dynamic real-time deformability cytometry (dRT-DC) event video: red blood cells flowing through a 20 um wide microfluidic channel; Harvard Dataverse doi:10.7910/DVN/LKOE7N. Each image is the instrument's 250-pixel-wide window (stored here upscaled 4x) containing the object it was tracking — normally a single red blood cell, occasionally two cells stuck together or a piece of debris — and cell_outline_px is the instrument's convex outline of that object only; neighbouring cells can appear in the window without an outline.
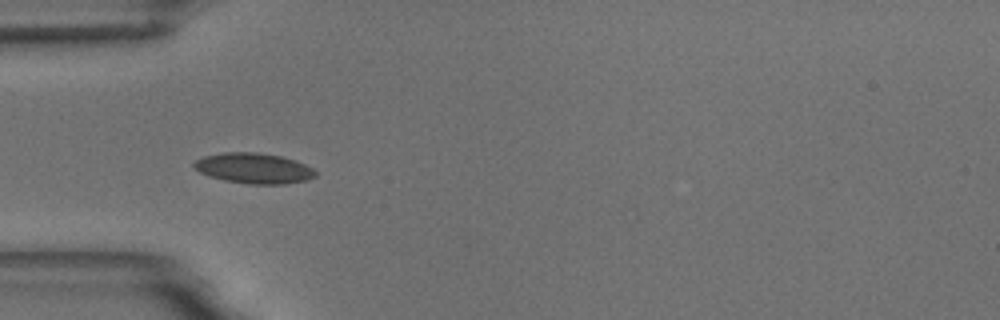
{"species": "common noctule bat (a hibernating species)", "species_latin": "Nyctalus noctula", "temperature_condition": "room temperature", "stored_images_in_passage": 5, "camera_frame_rate_fps": 3000, "um_per_image_px": 0.085, "animal": {"sex": "male", "body_mass_g": 18.8}, "frame": {"image": 1, "passage_image": 4, "time_ms": 3.667, "image_size_px": [1000, 320], "cell_outline_px": [[316, 176], [308, 180], [284, 184], [248, 184], [224, 180], [208, 176], [200, 172], [192, 164], [196, 160], [204, 156], [224, 152], [256, 152], [280, 156], [296, 160], [312, 168], [316, 172]], "centroid_in_image_um": [21.58, 14.3], "position_along_channel_um": 63.4, "area_um2": 21.56}}